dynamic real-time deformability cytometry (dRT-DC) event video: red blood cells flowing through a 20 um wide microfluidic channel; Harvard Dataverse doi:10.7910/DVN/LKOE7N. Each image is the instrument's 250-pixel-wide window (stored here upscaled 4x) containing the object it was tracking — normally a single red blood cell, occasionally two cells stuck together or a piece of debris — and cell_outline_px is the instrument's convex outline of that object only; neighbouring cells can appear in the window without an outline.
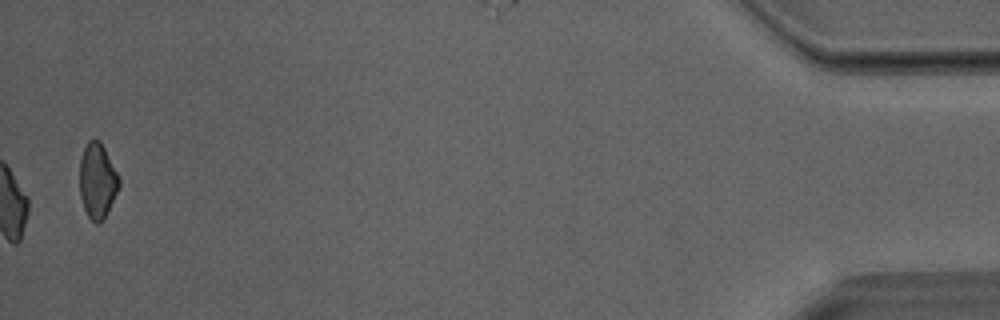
{"species": "Egyptian fruit bat (a non-hibernating species)", "species_latin": "Rousettus aegyptiacus", "temperature_condition": "room temperature", "stored_images_in_passage": 30, "camera_frame_rate_fps": 3000, "um_per_image_px": 0.085, "animal": {"sex": "male"}, "frame": {"image": 1, "passage_image": 30, "time_ms": 9.667, "image_size_px": [1000, 320], "cell_outline_px": [[120, 184], [104, 220], [100, 224], [96, 224], [88, 216], [84, 208], [80, 196], [80, 160], [84, 148], [88, 140], [100, 140], [120, 180]], "centroid_in_image_um": [8.27, 15.4], "position_along_channel_um": 426.9, "area_um2": 17.05}}